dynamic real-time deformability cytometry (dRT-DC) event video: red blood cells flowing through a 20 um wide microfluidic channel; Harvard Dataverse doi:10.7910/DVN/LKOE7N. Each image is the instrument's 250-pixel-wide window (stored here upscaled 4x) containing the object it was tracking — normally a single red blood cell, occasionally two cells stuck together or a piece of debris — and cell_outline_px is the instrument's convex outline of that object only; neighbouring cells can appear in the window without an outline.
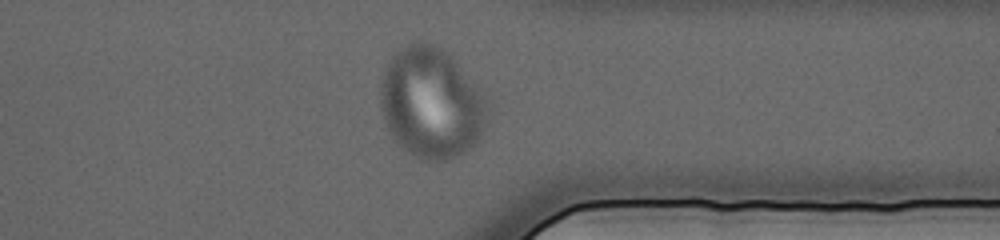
{"species": "human", "species_latin": "Homo sapiens", "temperature_condition": "cold", "stored_images_in_passage": 61, "camera_frame_rate_fps": 3000, "um_per_image_px": 0.085, "donor": {"sex": "female"}, "frame": {"image": 1, "passage_image": 46, "time_ms": 15.0, "image_size_px": [1000, 240], "cell_outline_px": [[492, 108], [484, 128], [480, 136], [472, 148], [448, 160], [420, 160], [412, 156], [392, 140], [384, 120], [380, 108], [380, 80], [392, 56], [400, 48], [408, 44], [420, 40], [424, 40], [436, 44], [444, 48], [452, 56], [492, 100]], "centroid_in_image_um": [36.71, 8.74], "position_along_channel_um": 374.7, "area_um2": 71.04}}